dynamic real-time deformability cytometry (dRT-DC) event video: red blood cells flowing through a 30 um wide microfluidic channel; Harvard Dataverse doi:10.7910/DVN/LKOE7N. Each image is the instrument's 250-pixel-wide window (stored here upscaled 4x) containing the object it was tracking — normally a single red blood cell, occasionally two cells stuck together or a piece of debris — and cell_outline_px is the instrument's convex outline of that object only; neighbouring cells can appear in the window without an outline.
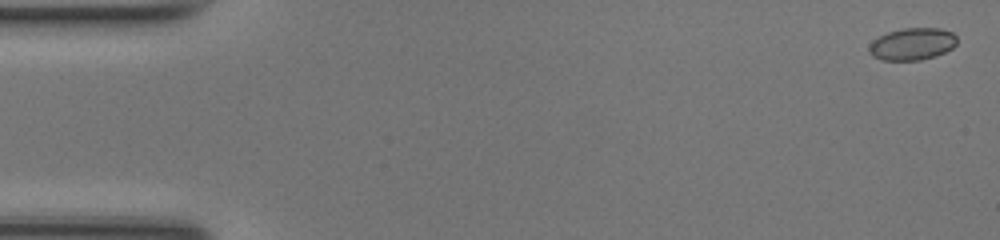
{"species": "common noctule bat (a hibernating species)", "species_latin": "Nyctalus noctula", "temperature_condition": "room temperature", "stored_images_in_passage": 50, "camera_frame_rate_fps": 3000, "um_per_image_px": 0.085, "animal": {"sex": "female", "body_mass_g": 17.0, "forearm_length_mm": 48.0}, "frame": {"image": 1, "passage_image": 2, "time_ms": 0.333, "image_size_px": [1000, 240], "cell_outline_px": [[956, 44], [952, 48], [936, 56], [920, 60], [880, 60], [872, 56], [868, 52], [868, 48], [872, 40], [888, 32], [904, 28], [940, 28], [952, 32], [956, 36]], "centroid_in_image_um": [77.52, 3.74], "position_along_channel_um": 7.5, "area_um2": 16.53}}
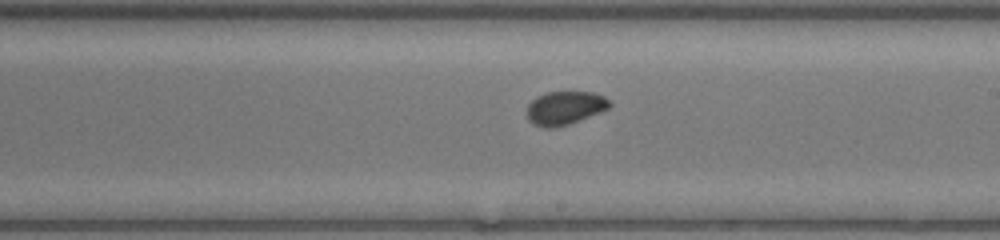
{"frame": {"image": 2, "passage_image": 29, "time_ms": 9.333, "image_size_px": [1000, 240], "cell_outline_px": [[612, 104], [608, 108], [600, 112], [568, 124], [552, 128], [544, 128], [532, 124], [528, 120], [528, 104], [536, 96], [548, 92], [592, 92], [604, 96]], "centroid_in_image_um": [47.99, 9.17], "position_along_channel_um": 241.0, "area_um2": 16.01}}
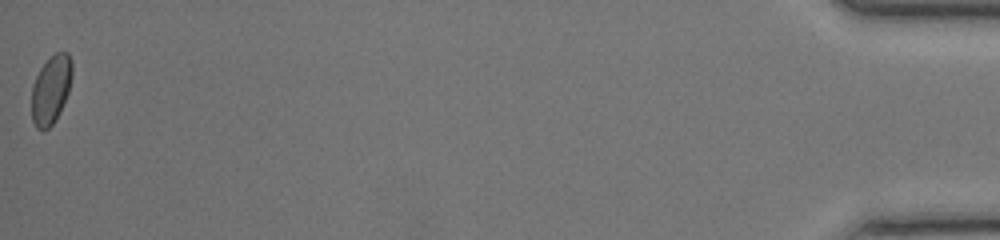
{"frame": {"image": 3, "passage_image": 50, "time_ms": 16.333, "image_size_px": [1000, 240], "cell_outline_px": [[72, 76], [68, 92], [60, 112], [56, 120], [44, 132], [36, 128], [32, 120], [32, 84], [40, 68], [56, 52], [68, 52], [72, 60]], "centroid_in_image_um": [4.33, 7.63], "position_along_channel_um": 430.9, "area_um2": 16.24}, "authors_computed_cell_mechanics": {"area_um2": 16.2129, "velocity_mm_per_s": 4.2438, "shape_relaxation_time_tau1_ms": null, "shape_relaxation_time_tau2_ms": 1.6476, "deformation_change_tau1": null, "deformation_change_tau2": 0.0459}}